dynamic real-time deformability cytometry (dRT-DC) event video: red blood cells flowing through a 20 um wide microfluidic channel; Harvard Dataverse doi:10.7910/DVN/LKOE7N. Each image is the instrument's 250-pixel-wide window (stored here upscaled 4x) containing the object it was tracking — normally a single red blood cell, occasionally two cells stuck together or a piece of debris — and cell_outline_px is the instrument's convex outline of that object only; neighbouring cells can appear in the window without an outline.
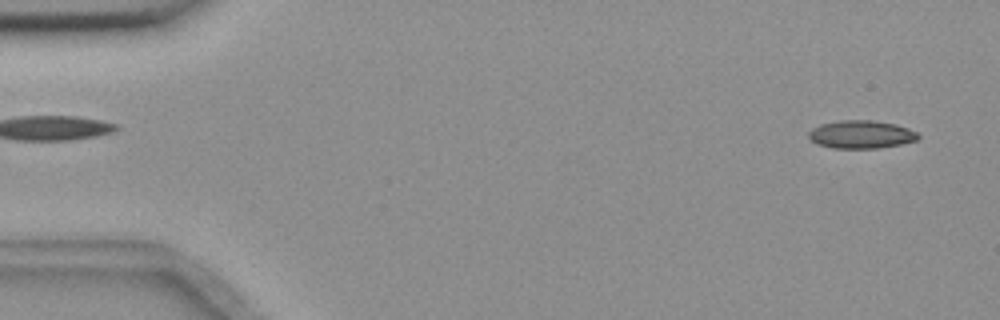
{"species": "common noctule bat (a hibernating species)", "species_latin": "Nyctalus noctula", "temperature_condition": "room temperature", "stored_images_in_passage": 54, "camera_frame_rate_fps": 3000, "um_per_image_px": 0.085, "animal": {"sex": "female", "body_mass_g": 18.4}, "frame": {"image": 1, "passage_image": 2, "time_ms": 0.333, "image_size_px": [1000, 320], "cell_outline_px": [[920, 136], [916, 140], [900, 144], [876, 148], [832, 148], [816, 144], [808, 136], [808, 132], [812, 128], [820, 124], [840, 120], [872, 120], [896, 124], [908, 128], [916, 132]], "centroid_in_image_um": [73.17, 11.42], "position_along_channel_um": 11.8, "area_um2": 17.86}}
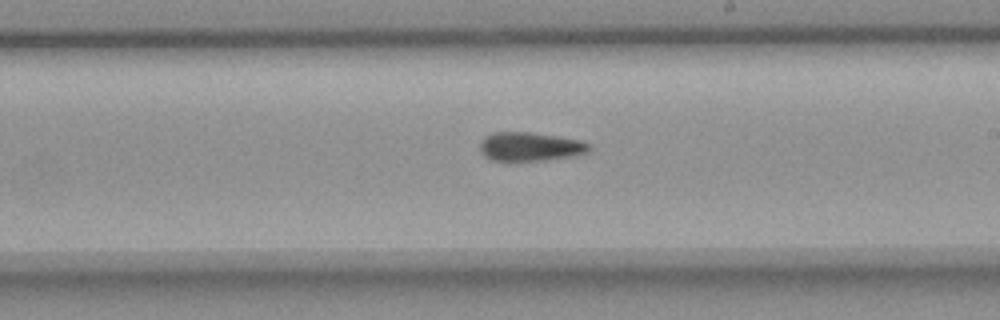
{"frame": {"image": 2, "passage_image": 31, "time_ms": 10.0, "image_size_px": [1000, 320], "cell_outline_px": [[592, 148], [584, 152], [568, 156], [544, 160], [508, 164], [492, 160], [484, 156], [480, 152], [480, 144], [484, 136], [492, 132], [528, 132], [560, 136], [580, 140], [588, 144]], "centroid_in_image_um": [44.95, 12.49], "position_along_channel_um": 244.1, "area_um2": 18.84}}
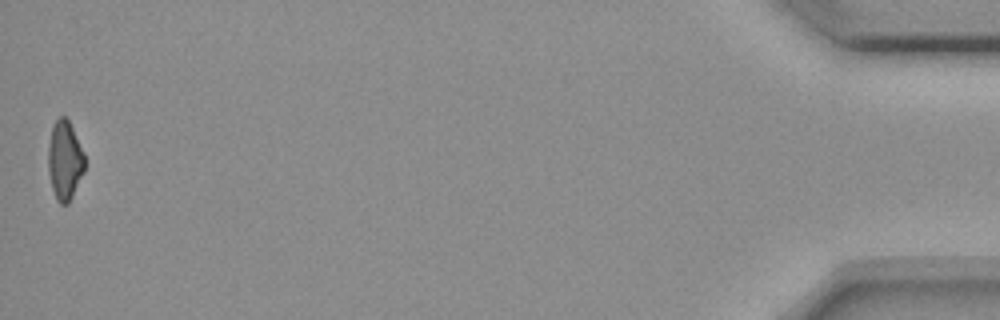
{"frame": {"image": 3, "passage_image": 54, "time_ms": 17.667, "image_size_px": [1000, 320], "cell_outline_px": [[84, 172], [68, 204], [60, 204], [56, 200], [52, 188], [48, 168], [48, 148], [52, 124], [60, 116], [64, 116], [68, 120], [84, 152]], "centroid_in_image_um": [5.49, 13.63], "position_along_channel_um": 429.7, "area_um2": 16.76}, "authors_computed_cell_mechanics": {"area_um2": 18.4671, "velocity_mm_per_s": 3.6682, "shape_relaxation_time_tau1_ms": 9.0542, "shape_relaxation_time_tau2_ms": 6.1403, "deformation_change_tau1": 0.1861, "deformation_change_tau2": 0.1456}}